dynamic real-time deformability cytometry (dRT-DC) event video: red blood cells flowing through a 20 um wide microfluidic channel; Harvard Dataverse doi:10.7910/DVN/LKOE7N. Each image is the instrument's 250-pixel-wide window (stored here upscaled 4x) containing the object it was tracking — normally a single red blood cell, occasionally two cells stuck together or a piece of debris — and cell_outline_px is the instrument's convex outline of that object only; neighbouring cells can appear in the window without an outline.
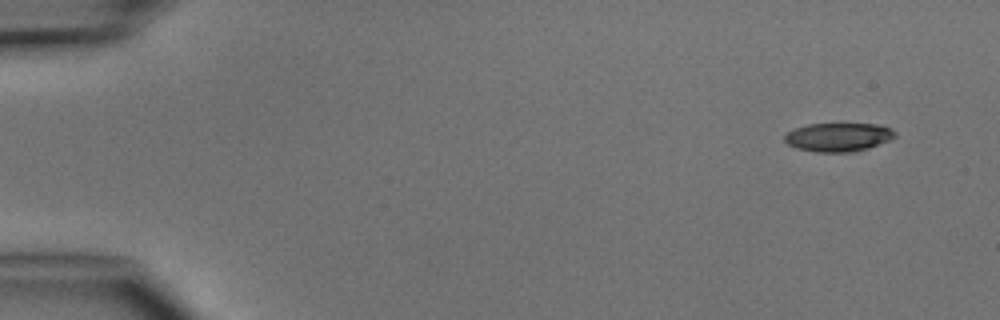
{"species": "common noctule bat (a hibernating species)", "species_latin": "Nyctalus noctula", "temperature_condition": "cold", "stored_images_in_passage": 4, "camera_frame_rate_fps": 3000, "um_per_image_px": 0.085, "animal": {"sex": "male", "body_mass_g": 15.6}, "frame": {"image": 1, "passage_image": 1, "time_ms": 0.0, "image_size_px": [1000, 320], "cell_outline_px": [[896, 136], [888, 140], [868, 148], [852, 152], [816, 152], [796, 148], [788, 144], [784, 140], [784, 136], [788, 132], [796, 128], [808, 124], [876, 124], [892, 128], [896, 132]], "centroid_in_image_um": [71.26, 11.65], "position_along_channel_um": 13.7, "area_um2": 18.32}}
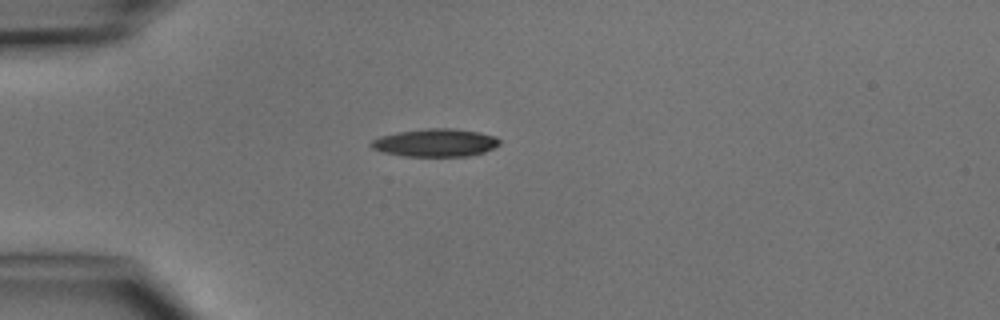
{"frame": {"image": 2, "passage_image": 4, "time_ms": 3.333, "image_size_px": [1000, 320], "cell_outline_px": [[500, 144], [484, 152], [468, 156], [404, 156], [384, 152], [372, 148], [368, 144], [372, 140], [380, 136], [396, 132], [424, 128], [456, 128], [480, 132], [496, 136], [500, 140]], "centroid_in_image_um": [37.01, 12.12], "position_along_channel_um": 48.0, "area_um2": 21.04}}